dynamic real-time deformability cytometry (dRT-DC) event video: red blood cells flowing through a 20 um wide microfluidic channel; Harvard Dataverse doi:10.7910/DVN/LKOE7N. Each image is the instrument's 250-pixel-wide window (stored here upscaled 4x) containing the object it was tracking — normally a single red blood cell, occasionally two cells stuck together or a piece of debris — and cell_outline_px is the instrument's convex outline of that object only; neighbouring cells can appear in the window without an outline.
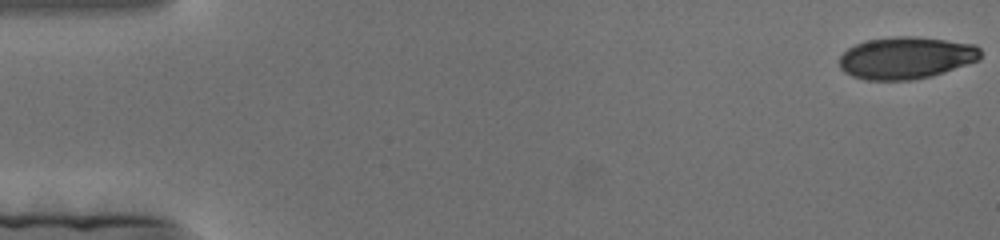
{"species": "human", "species_latin": "Homo sapiens", "temperature_condition": "cold", "stored_images_in_passage": 175, "camera_frame_rate_fps": 3000, "um_per_image_px": 0.085, "donor": {"sex": "female"}, "frame": {"image": 1, "passage_image": 1, "time_ms": 0.0, "image_size_px": [1000, 240], "cell_outline_px": [[980, 60], [932, 76], [912, 80], [864, 80], [852, 76], [844, 72], [840, 68], [840, 56], [848, 48], [856, 44], [868, 40], [896, 36], [916, 36], [976, 44], [980, 48]], "centroid_in_image_um": [77.02, 4.92], "position_along_channel_um": 8.0, "area_um2": 34.8}}
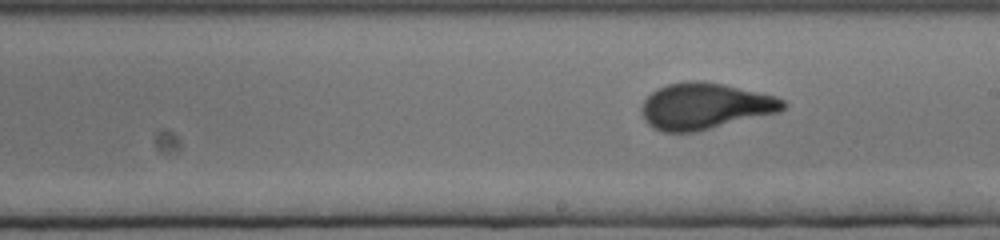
{"frame": {"image": 2, "passage_image": 98, "time_ms": 32.333, "image_size_px": [1000, 240], "cell_outline_px": [[788, 104], [780, 112], [696, 132], [660, 132], [652, 128], [644, 120], [640, 108], [644, 100], [652, 92], [668, 84], [688, 80], [700, 80], [724, 84], [776, 96], [784, 100]], "centroid_in_image_um": [59.92, 9.03], "position_along_channel_um": 229.1, "area_um2": 38.44}}
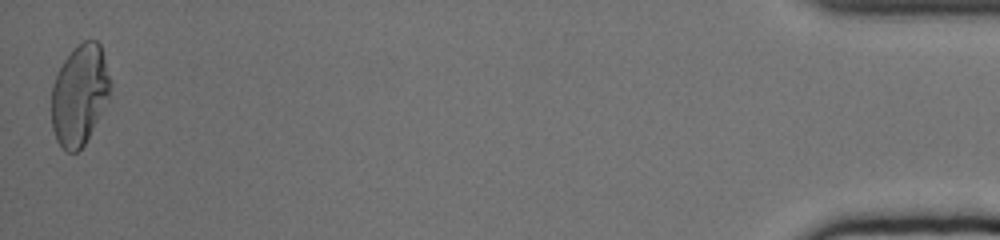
{"frame": {"image": 3, "passage_image": 173, "time_ms": 57.333, "image_size_px": [1000, 240], "cell_outline_px": [[108, 96], [84, 144], [76, 152], [68, 152], [56, 140], [52, 128], [52, 84], [64, 60], [72, 48], [84, 40], [96, 40], [100, 44], [108, 76]], "centroid_in_image_um": [6.71, 8.04], "position_along_channel_um": 428.5, "area_um2": 33.35}}